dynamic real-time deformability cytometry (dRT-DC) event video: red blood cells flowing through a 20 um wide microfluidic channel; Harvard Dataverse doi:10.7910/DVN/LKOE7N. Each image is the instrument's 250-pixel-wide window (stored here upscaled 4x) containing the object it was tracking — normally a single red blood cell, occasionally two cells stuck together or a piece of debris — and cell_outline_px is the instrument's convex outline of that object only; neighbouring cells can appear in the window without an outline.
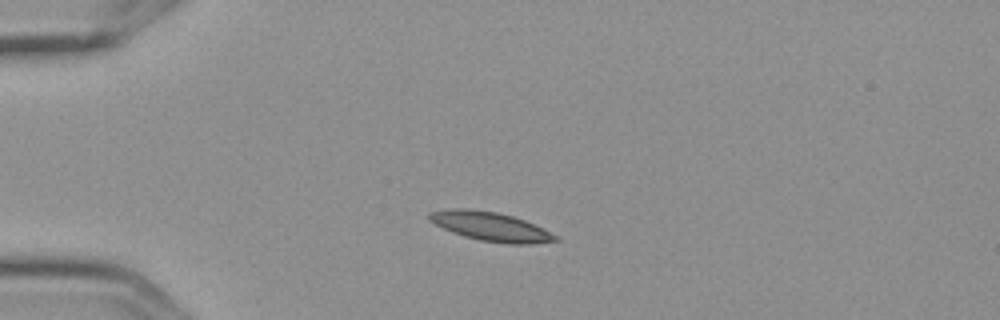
{"species": "Egyptian fruit bat (a non-hibernating species)", "species_latin": "Rousettus aegyptiacus", "temperature_condition": "cold", "stored_images_in_passage": 3, "camera_frame_rate_fps": 3000, "um_per_image_px": 0.085, "frame": {"image": 1, "passage_image": 2, "time_ms": 0.333, "image_size_px": [1000, 320], "cell_outline_px": [[560, 240], [532, 244], [508, 244], [480, 240], [464, 236], [452, 232], [428, 220], [428, 212], [452, 208], [468, 208], [496, 212], [512, 216], [524, 220], [544, 228], [560, 236]], "centroid_in_image_um": [41.74, 19.25], "position_along_channel_um": 43.3, "area_um2": 21.44}}